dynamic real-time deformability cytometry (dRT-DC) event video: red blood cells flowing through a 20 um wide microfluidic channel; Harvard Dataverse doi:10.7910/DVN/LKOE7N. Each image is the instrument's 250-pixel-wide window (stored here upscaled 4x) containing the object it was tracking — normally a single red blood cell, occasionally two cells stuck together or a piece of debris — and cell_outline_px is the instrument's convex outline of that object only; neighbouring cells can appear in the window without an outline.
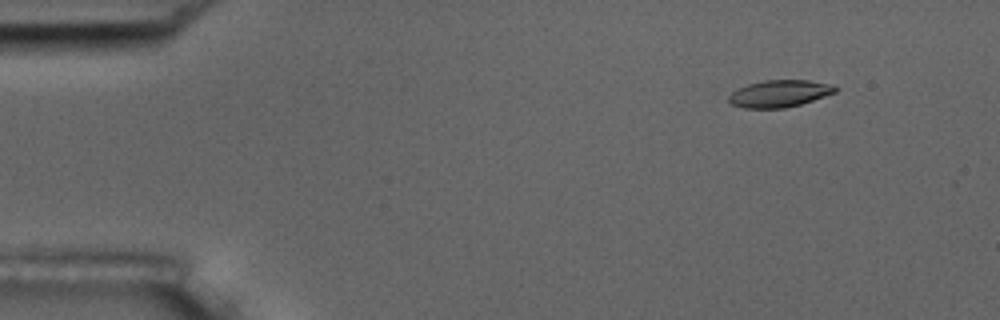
{"species": "common noctule bat (a hibernating species)", "species_latin": "Nyctalus noctula", "temperature_condition": "room temperature", "stored_images_in_passage": 5, "camera_frame_rate_fps": 3000, "um_per_image_px": 0.085, "animal": {"sex": "male", "body_mass_g": 17.5, "forearm_length_mm": 52.3}, "frame": {"image": 1, "passage_image": 2, "time_ms": 1.333, "image_size_px": [1000, 320], "cell_outline_px": [[840, 88], [836, 92], [800, 104], [784, 108], [744, 108], [732, 104], [728, 100], [728, 96], [736, 88], [748, 84], [764, 80], [808, 80], [832, 84]], "centroid_in_image_um": [66.25, 7.94], "position_along_channel_um": 18.7, "area_um2": 16.82}}
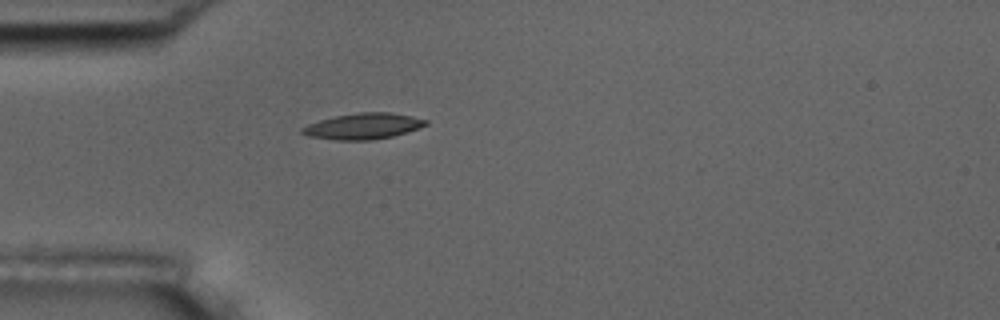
{"frame": {"image": 2, "passage_image": 5, "time_ms": 4.667, "image_size_px": [1000, 320], "cell_outline_px": [[428, 124], [392, 136], [372, 140], [336, 140], [308, 136], [300, 132], [300, 128], [308, 124], [320, 120], [336, 116], [360, 112], [388, 112], [412, 116], [428, 120]], "centroid_in_image_um": [30.83, 10.72], "position_along_channel_um": 54.2, "area_um2": 18.5}}